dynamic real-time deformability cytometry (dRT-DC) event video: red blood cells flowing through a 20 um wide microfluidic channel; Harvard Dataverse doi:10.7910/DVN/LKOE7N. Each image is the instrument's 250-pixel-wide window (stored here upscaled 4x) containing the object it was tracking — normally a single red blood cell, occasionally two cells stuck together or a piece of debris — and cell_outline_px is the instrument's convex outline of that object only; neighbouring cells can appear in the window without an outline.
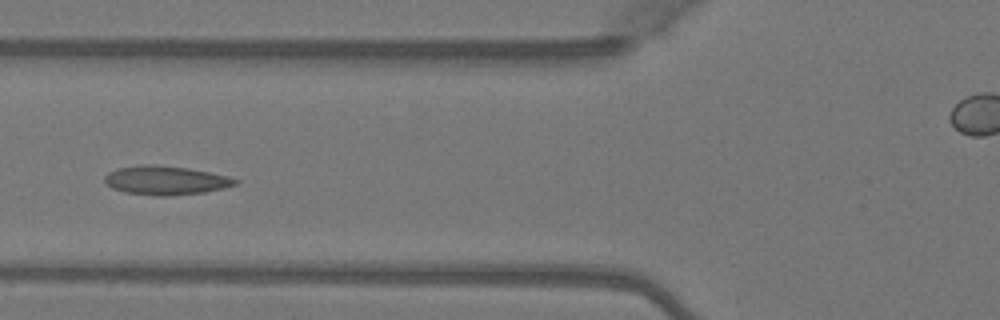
{"species": "Egyptian fruit bat (a non-hibernating species)", "species_latin": "Rousettus aegyptiacus", "temperature_condition": "warm", "stored_images_in_passage": 5, "camera_frame_rate_fps": 3000, "um_per_image_px": 0.085, "animal": {"sex": "female"}, "frame": {"image": 1, "passage_image": 5, "time_ms": 1.333, "image_size_px": [1000, 320], "cell_outline_px": [[240, 180], [236, 184], [224, 188], [204, 192], [168, 196], [156, 196], [124, 192], [112, 188], [104, 180], [104, 176], [108, 172], [116, 168], [140, 164], [152, 164], [188, 168], [228, 176]], "centroid_in_image_um": [14.06, 15.32], "position_along_channel_um": 111.7, "area_um2": 22.08}}